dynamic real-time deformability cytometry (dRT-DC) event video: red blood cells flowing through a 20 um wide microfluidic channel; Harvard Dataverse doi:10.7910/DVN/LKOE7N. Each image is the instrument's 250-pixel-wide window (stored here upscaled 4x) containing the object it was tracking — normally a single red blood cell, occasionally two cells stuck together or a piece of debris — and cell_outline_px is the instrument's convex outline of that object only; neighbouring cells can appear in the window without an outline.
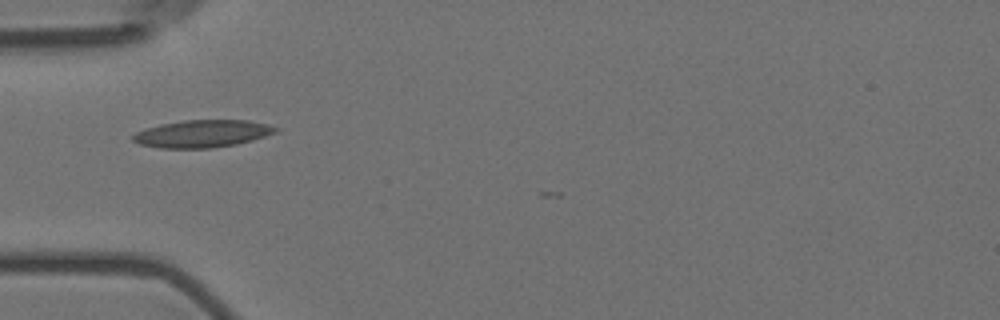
{"species": "Egyptian fruit bat (a non-hibernating species)", "species_latin": "Rousettus aegyptiacus", "temperature_condition": "room temperature", "stored_images_in_passage": 3, "camera_frame_rate_fps": 3000, "um_per_image_px": 0.085, "animal": {"sex": "female"}, "frame": {"image": 1, "passage_image": 1, "time_ms": 0.0, "image_size_px": [1000, 320], "cell_outline_px": [[280, 132], [252, 140], [236, 144], [212, 148], [160, 148], [140, 144], [132, 140], [132, 136], [136, 132], [160, 124], [184, 120], [248, 120], [268, 124], [280, 128]], "centroid_in_image_um": [17.26, 11.36], "position_along_channel_um": 67.7, "area_um2": 22.89}}